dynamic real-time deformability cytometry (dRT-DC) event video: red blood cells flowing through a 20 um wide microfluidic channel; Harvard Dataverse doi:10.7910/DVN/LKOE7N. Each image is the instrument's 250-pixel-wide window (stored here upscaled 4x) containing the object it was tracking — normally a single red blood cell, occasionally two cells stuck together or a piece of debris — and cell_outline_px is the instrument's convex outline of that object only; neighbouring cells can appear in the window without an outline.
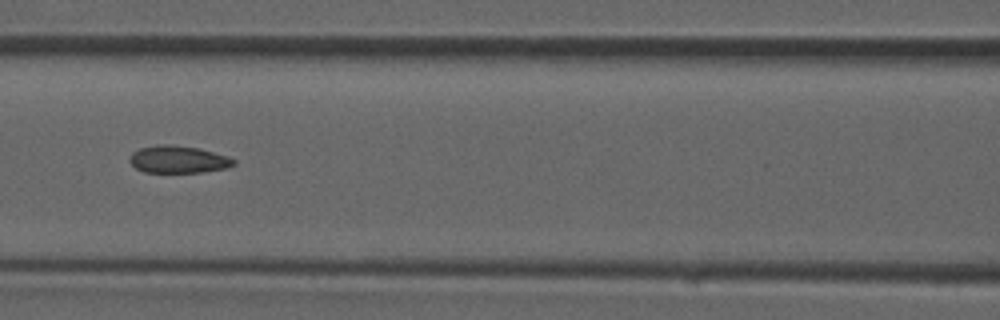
{"species": "common noctule bat (a hibernating species)", "species_latin": "Nyctalus noctula", "temperature_condition": "room temperature", "stored_images_in_passage": 31, "camera_frame_rate_fps": 3000, "um_per_image_px": 0.085, "animal": {"sex": "male", "forearm_length_mm": 52.5}, "frame": {"image": 1, "passage_image": 10, "time_ms": 3.0, "image_size_px": [1000, 320], "cell_outline_px": [[236, 164], [224, 168], [200, 172], [144, 172], [136, 168], [128, 160], [128, 156], [132, 152], [140, 148], [156, 144], [168, 144], [200, 148], [228, 156], [236, 160]], "centroid_in_image_um": [15.12, 13.53], "position_along_channel_um": 151.5, "area_um2": 16.65}}
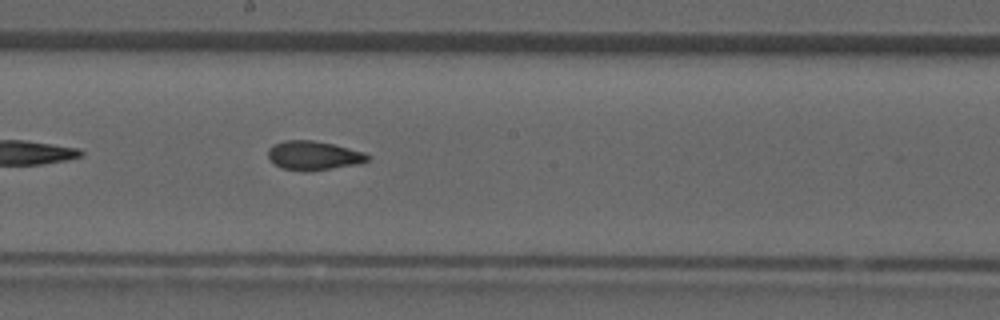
{"frame": {"image": 2, "passage_image": 14, "time_ms": 4.333, "image_size_px": [1000, 320], "cell_outline_px": [[372, 156], [368, 160], [360, 164], [332, 168], [280, 168], [268, 156], [268, 148], [272, 144], [284, 140], [312, 140], [332, 144], [364, 152]], "centroid_in_image_um": [26.68, 13.17], "position_along_channel_um": 221.5, "area_um2": 16.18}}